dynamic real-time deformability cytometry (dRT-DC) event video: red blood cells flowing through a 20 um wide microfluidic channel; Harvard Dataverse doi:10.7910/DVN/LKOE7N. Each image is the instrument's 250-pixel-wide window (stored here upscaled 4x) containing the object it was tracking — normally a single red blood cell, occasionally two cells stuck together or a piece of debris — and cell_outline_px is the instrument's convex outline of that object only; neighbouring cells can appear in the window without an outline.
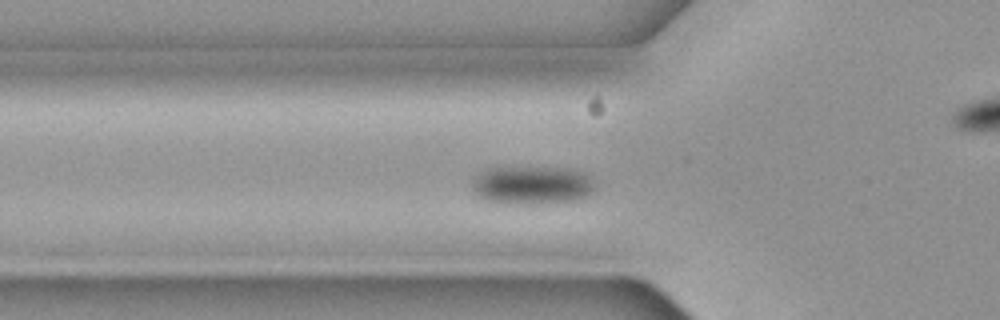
{"species": "common noctule bat (a hibernating species)", "species_latin": "Nyctalus noctula", "temperature_condition": "cold", "stored_images_in_passage": 42, "camera_frame_rate_fps": 3000, "um_per_image_px": 0.085, "animal": {"sex": "female", "body_mass_g": 19.3, "forearm_length_mm": 54.1}, "frame": {"image": 1, "passage_image": 18, "time_ms": 5.667, "image_size_px": [1000, 320], "cell_outline_px": [[596, 192], [588, 196], [576, 200], [540, 204], [504, 204], [488, 200], [480, 196], [472, 188], [472, 176], [484, 168], [568, 168], [588, 172], [592, 176], [596, 184]], "centroid_in_image_um": [45.3, 15.74], "position_along_channel_um": 80.5, "area_um2": 28.21}}
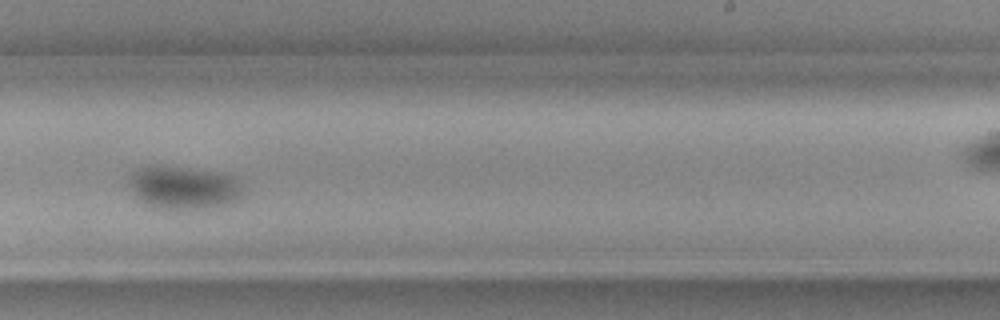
{"frame": {"image": 2, "passage_image": 34, "time_ms": 11.0, "image_size_px": [1000, 320], "cell_outline_px": [[240, 192], [236, 200], [228, 204], [204, 208], [164, 208], [144, 204], [132, 192], [132, 172], [140, 168], [156, 164], [212, 172], [232, 176], [236, 180], [240, 188]], "centroid_in_image_um": [15.56, 15.94], "position_along_channel_um": 273.4, "area_um2": 27.51}}
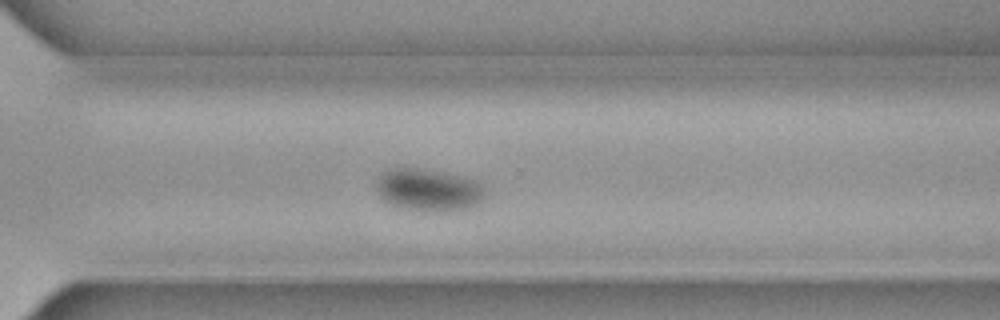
{"frame": {"image": 3, "passage_image": 39, "time_ms": 12.667, "image_size_px": [1000, 320], "cell_outline_px": [[488, 196], [480, 204], [468, 208], [452, 212], [448, 212], [400, 208], [384, 200], [380, 196], [376, 188], [376, 184], [380, 172], [392, 168], [424, 168], [464, 176], [476, 180], [484, 184], [488, 192]], "centroid_in_image_um": [36.52, 16.14], "position_along_channel_um": 334.1, "area_um2": 27.69}, "authors_computed_cell_mechanics": {"area_um2": 28.033, "velocity_mm_per_s": 3.6312, "shape_relaxation_time_tau1_ms": 2.5881, "shape_relaxation_time_tau2_ms": 1.912, "deformation_change_tau1": 0.0698, "deformation_change_tau2": 0.0181}}